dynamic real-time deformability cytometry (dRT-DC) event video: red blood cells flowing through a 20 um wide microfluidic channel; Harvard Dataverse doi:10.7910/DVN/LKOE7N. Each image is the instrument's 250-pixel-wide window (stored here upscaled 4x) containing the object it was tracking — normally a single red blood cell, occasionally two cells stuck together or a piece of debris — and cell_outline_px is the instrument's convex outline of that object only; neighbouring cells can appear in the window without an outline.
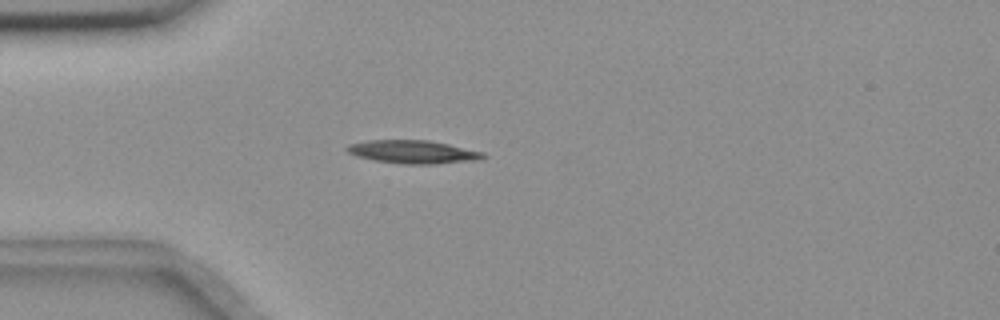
{"species": "common noctule bat (a hibernating species)", "species_latin": "Nyctalus noctula", "temperature_condition": "room temperature", "stored_images_in_passage": 38, "camera_frame_rate_fps": 3000, "um_per_image_px": 0.085, "animal": {"sex": "female", "body_mass_g": 18.4}, "frame": {"image": 1, "passage_image": 6, "time_ms": 1.667, "image_size_px": [1000, 320], "cell_outline_px": [[488, 156], [476, 160], [432, 164], [404, 164], [372, 160], [356, 156], [348, 152], [344, 148], [348, 144], [368, 140], [428, 140], [448, 144], [484, 152]], "centroid_in_image_um": [35.07, 12.91], "position_along_channel_um": 49.9, "area_um2": 18.44}}
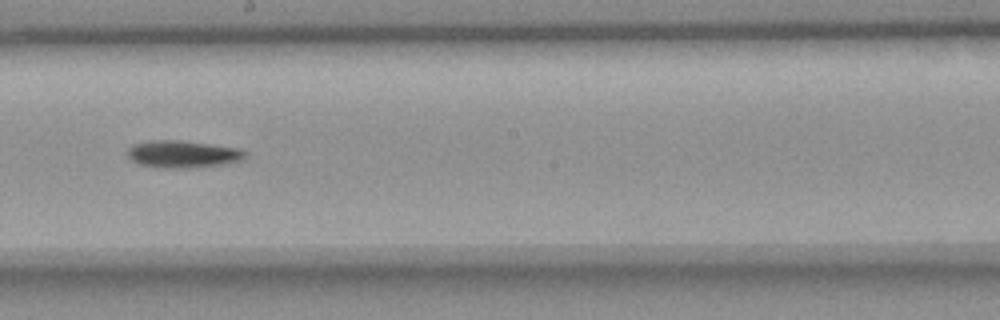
{"frame": {"image": 2, "passage_image": 22, "time_ms": 7.0, "image_size_px": [1000, 320], "cell_outline_px": [[248, 152], [240, 160], [228, 164], [184, 168], [156, 168], [140, 164], [132, 160], [128, 156], [128, 148], [132, 144], [148, 140], [180, 140], [212, 144], [240, 148]], "centroid_in_image_um": [15.53, 13.09], "position_along_channel_um": 232.7, "area_um2": 18.9}}
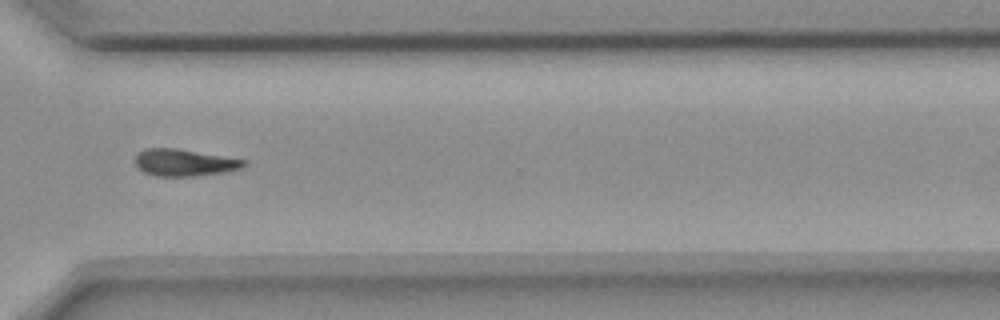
{"frame": {"image": 3, "passage_image": 32, "time_ms": 10.333, "image_size_px": [1000, 320], "cell_outline_px": [[248, 164], [240, 168], [224, 172], [192, 176], [156, 176], [144, 172], [136, 164], [136, 156], [144, 148], [176, 148], [248, 160]], "centroid_in_image_um": [15.7, 13.81], "position_along_channel_um": 354.9, "area_um2": 16.94}, "authors_computed_cell_mechanics": {"area_um2": 17.9758, "velocity_mm_per_s": 3.6488, "shape_relaxation_time_tau1_ms": 8.9719, "shape_relaxation_time_tau2_ms": null, "deformation_change_tau1": 0.1915, "deformation_change_tau2": null}}